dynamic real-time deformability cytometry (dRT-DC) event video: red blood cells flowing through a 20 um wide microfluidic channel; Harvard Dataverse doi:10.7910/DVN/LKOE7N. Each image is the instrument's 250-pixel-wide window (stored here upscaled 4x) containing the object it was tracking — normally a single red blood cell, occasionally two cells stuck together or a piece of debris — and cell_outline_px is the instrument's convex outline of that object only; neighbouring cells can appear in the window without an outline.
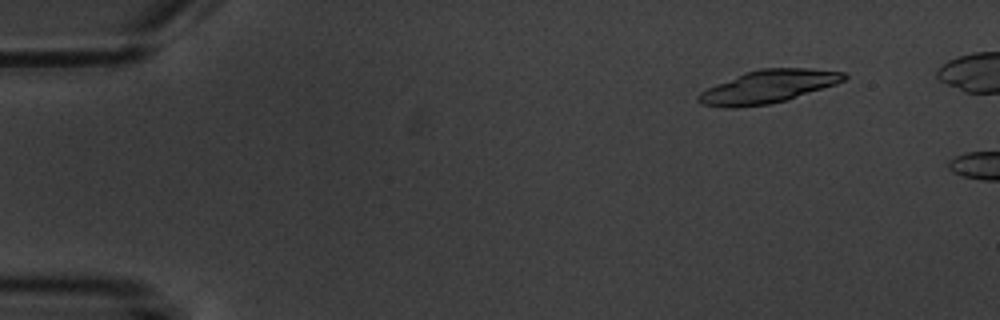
{"species": "common noctule bat (a hibernating species)", "species_latin": "Nyctalus noctula", "temperature_condition": "warm", "stored_images_in_passage": 4, "camera_frame_rate_fps": 3000, "um_per_image_px": 0.085, "animal": {"sex": "male", "body_mass_g": 20.1, "forearm_length_mm": 53.5}, "frame": {"image": 1, "passage_image": 2, "time_ms": 1.333, "image_size_px": [1000, 320], "cell_outline_px": [[848, 76], [844, 80], [836, 84], [788, 100], [768, 104], [736, 108], [724, 108], [700, 104], [696, 100], [696, 96], [700, 92], [716, 84], [744, 72], [760, 68], [808, 68], [848, 72]], "centroid_in_image_um": [65.29, 7.37], "position_along_channel_um": 19.7, "area_um2": 28.26}}